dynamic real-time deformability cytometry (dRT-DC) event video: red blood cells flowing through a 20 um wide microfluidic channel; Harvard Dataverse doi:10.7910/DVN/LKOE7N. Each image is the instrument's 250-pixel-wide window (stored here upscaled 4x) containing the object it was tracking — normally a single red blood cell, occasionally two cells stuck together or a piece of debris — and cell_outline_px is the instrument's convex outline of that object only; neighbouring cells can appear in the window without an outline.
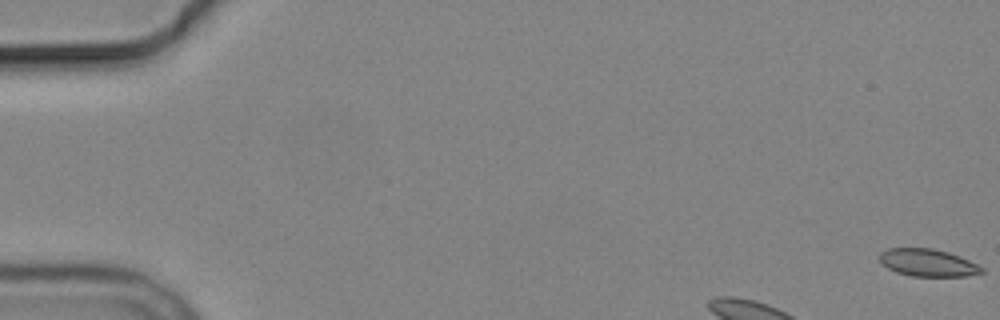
{"species": "common noctule bat (a hibernating species)", "species_latin": "Nyctalus noctula", "temperature_condition": "cold", "stored_images_in_passage": 4, "camera_frame_rate_fps": 3000, "um_per_image_px": 0.085, "animal": {"sex": "male", "body_mass_g": 19.2, "forearm_length_mm": 51.8}, "frame": {"image": 1, "passage_image": 1, "time_ms": 0.0, "image_size_px": [1000, 320], "cell_outline_px": [[984, 272], [968, 276], [912, 276], [896, 272], [880, 264], [880, 252], [888, 248], [932, 248], [948, 252], [960, 256], [984, 268]], "centroid_in_image_um": [78.85, 22.33], "position_along_channel_um": 6.2, "area_um2": 16.36}}
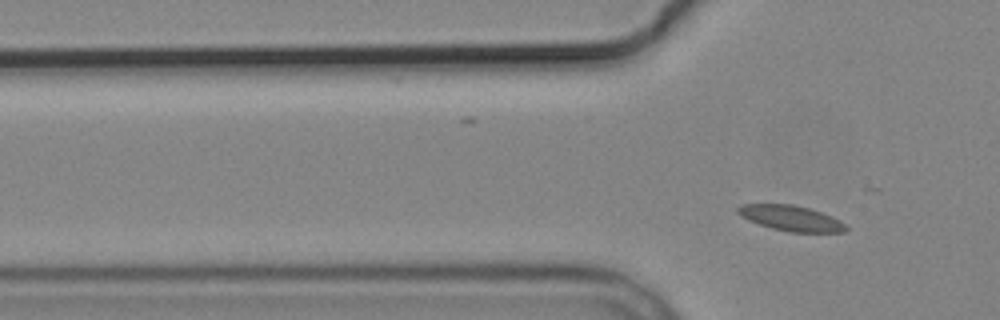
{"frame": {"image": 2, "passage_image": 4, "time_ms": 3.667, "image_size_px": [1000, 320], "cell_outline_px": [[848, 228], [844, 232], [788, 232], [772, 228], [748, 220], [740, 216], [736, 212], [736, 208], [740, 204], [792, 204], [808, 208], [832, 216], [840, 220]], "centroid_in_image_um": [67.2, 18.54], "position_along_channel_um": 58.6, "area_um2": 16.01}}